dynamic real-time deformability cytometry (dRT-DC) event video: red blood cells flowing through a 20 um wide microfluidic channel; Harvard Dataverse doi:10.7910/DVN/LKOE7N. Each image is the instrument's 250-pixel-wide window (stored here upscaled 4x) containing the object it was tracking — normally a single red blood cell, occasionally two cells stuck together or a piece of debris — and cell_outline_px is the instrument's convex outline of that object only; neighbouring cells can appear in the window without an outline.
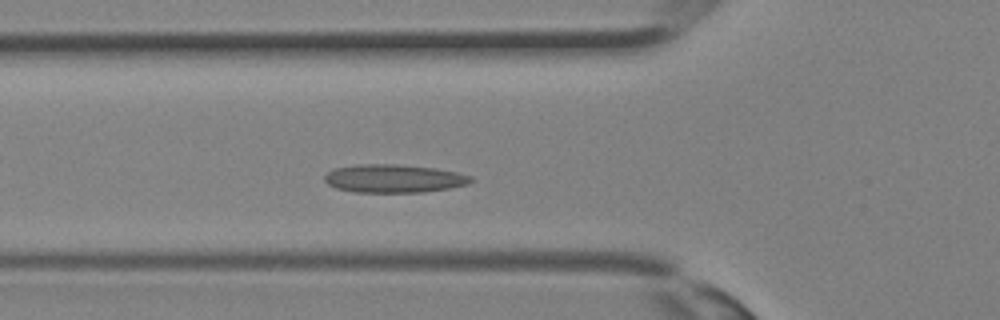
{"species": "Egyptian fruit bat (a non-hibernating species)", "species_latin": "Rousettus aegyptiacus", "temperature_condition": "room temperature", "stored_images_in_passage": 31, "camera_frame_rate_fps": 3000, "um_per_image_px": 0.085, "animal": {"sex": "female"}, "frame": {"image": 1, "passage_image": 8, "time_ms": 2.333, "image_size_px": [1000, 320], "cell_outline_px": [[476, 180], [468, 184], [448, 188], [424, 192], [352, 192], [336, 188], [328, 184], [324, 180], [324, 176], [328, 172], [336, 168], [360, 164], [396, 164], [436, 168], [456, 172], [472, 176]], "centroid_in_image_um": [33.5, 15.17], "position_along_channel_um": 92.3, "area_um2": 24.1}}
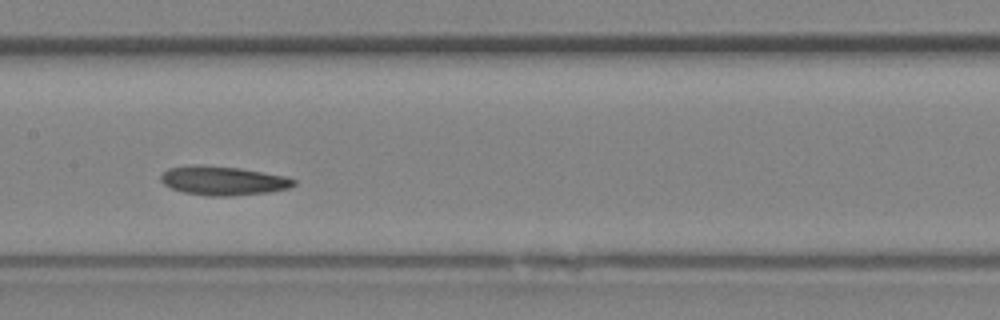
{"frame": {"image": 2, "passage_image": 13, "time_ms": 4.0, "image_size_px": [1000, 320], "cell_outline_px": [[296, 184], [288, 188], [268, 192], [232, 196], [208, 196], [184, 192], [172, 188], [164, 184], [160, 180], [160, 176], [168, 168], [188, 164], [204, 164], [240, 168], [288, 176], [296, 180]], "centroid_in_image_um": [18.96, 15.34], "position_along_channel_um": 188.4, "area_um2": 22.77}}
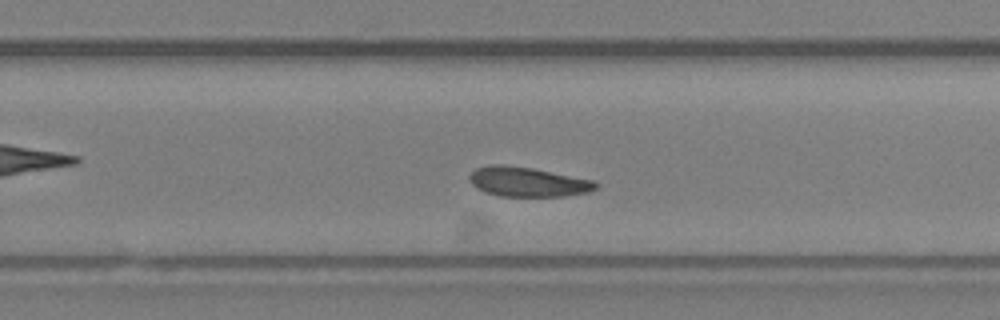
{"frame": {"image": 3, "passage_image": 18, "time_ms": 5.667, "image_size_px": [1000, 320], "cell_outline_px": [[600, 184], [596, 188], [588, 192], [564, 196], [500, 196], [484, 192], [476, 188], [472, 184], [468, 176], [476, 168], [488, 164], [500, 164], [532, 168], [596, 180]], "centroid_in_image_um": [44.86, 15.45], "position_along_channel_um": 284.9, "area_um2": 21.96}}